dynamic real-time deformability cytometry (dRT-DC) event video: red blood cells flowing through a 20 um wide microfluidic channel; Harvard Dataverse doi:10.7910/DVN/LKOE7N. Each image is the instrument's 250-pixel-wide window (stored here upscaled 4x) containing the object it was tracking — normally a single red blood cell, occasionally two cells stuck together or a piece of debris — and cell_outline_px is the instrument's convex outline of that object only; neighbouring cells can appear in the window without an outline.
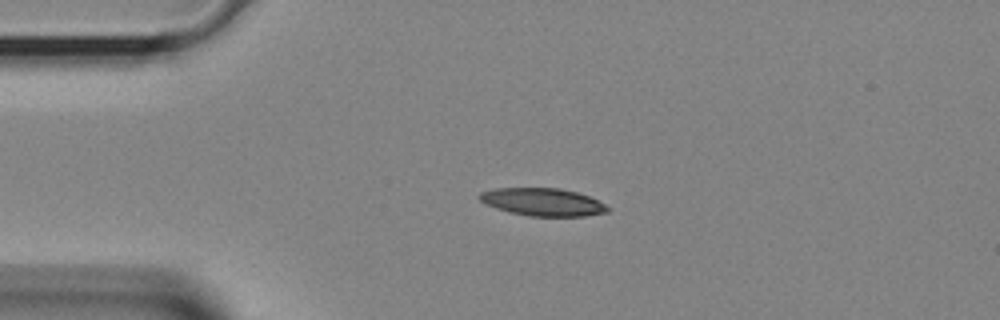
{"species": "Egyptian fruit bat (a non-hibernating species)", "species_latin": "Rousettus aegyptiacus", "temperature_condition": "room temperature", "stored_images_in_passage": 26, "camera_frame_rate_fps": 3000, "um_per_image_px": 0.085, "animal": {"sex": "female"}, "frame": {"image": 1, "passage_image": 1, "time_ms": 0.0, "image_size_px": [1000, 320], "cell_outline_px": [[612, 208], [608, 212], [584, 216], [528, 216], [508, 212], [496, 208], [480, 200], [476, 196], [480, 192], [492, 188], [560, 188], [576, 192], [588, 196]], "centroid_in_image_um": [46.11, 17.17], "position_along_channel_um": 38.9, "area_um2": 20.75}}
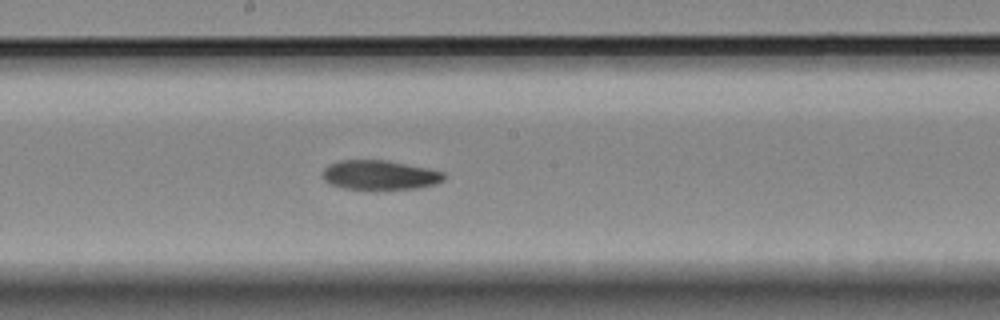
{"frame": {"image": 2, "passage_image": 13, "time_ms": 4.0, "image_size_px": [1000, 320], "cell_outline_px": [[444, 180], [436, 184], [416, 188], [372, 192], [344, 188], [328, 184], [320, 176], [320, 172], [324, 168], [340, 160], [388, 160], [428, 168], [444, 172]], "centroid_in_image_um": [32.24, 14.92], "position_along_channel_um": 216.0, "area_um2": 21.73}}
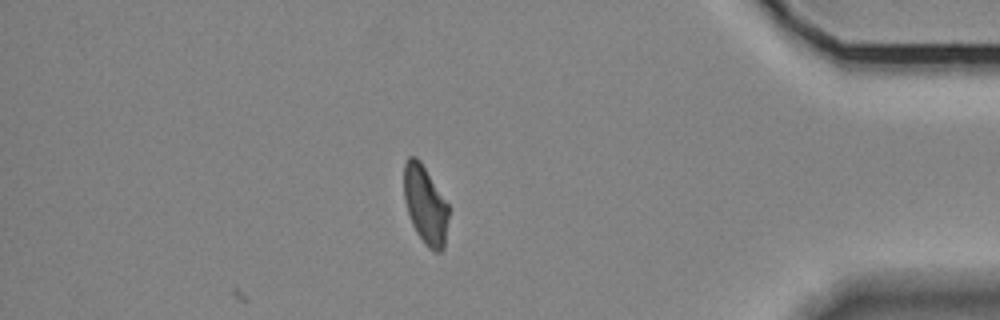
{"frame": {"image": 3, "passage_image": 26, "time_ms": 8.333, "image_size_px": [1000, 320], "cell_outline_px": [[448, 216], [444, 248], [440, 252], [436, 252], [428, 248], [424, 244], [416, 232], [412, 224], [404, 200], [404, 164], [408, 156], [416, 156], [420, 160], [448, 204]], "centroid_in_image_um": [36.14, 17.42], "position_along_channel_um": 399.1, "area_um2": 20.35}}